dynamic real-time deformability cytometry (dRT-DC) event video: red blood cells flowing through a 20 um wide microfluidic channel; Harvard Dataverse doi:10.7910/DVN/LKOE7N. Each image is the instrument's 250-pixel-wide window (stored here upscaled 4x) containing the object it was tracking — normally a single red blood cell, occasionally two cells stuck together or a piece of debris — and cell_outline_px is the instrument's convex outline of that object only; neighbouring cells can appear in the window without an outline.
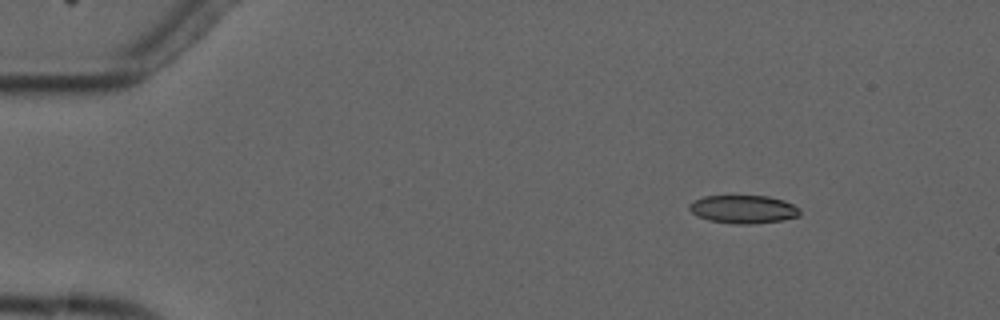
{"species": "common noctule bat (a hibernating species)", "species_latin": "Nyctalus noctula", "temperature_condition": "cold", "stored_images_in_passage": 5, "camera_frame_rate_fps": 3000, "um_per_image_px": 0.085, "animal": {"sex": "male", "forearm_length_mm": 52.5}, "frame": {"image": 1, "passage_image": 1, "time_ms": 0.0, "image_size_px": [1000, 320], "cell_outline_px": [[800, 216], [784, 220], [756, 224], [736, 224], [708, 220], [692, 212], [688, 208], [688, 204], [692, 200], [704, 196], [768, 196], [784, 200], [800, 208]], "centroid_in_image_um": [63.2, 17.79], "position_along_channel_um": 21.8, "area_um2": 18.32}}
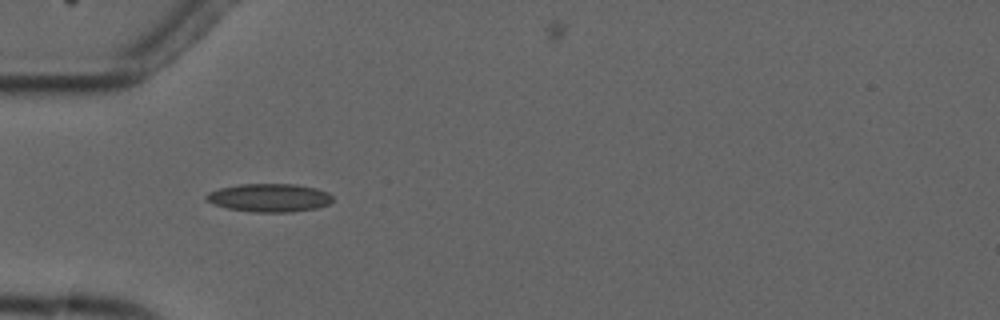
{"frame": {"image": 2, "passage_image": 4, "time_ms": 3.333, "image_size_px": [1000, 320], "cell_outline_px": [[332, 200], [328, 204], [316, 208], [292, 212], [256, 212], [228, 208], [212, 204], [204, 200], [204, 196], [208, 192], [220, 188], [240, 184], [296, 184], [316, 188], [328, 192], [332, 196]], "centroid_in_image_um": [22.87, 16.8], "position_along_channel_um": 62.1, "area_um2": 20.87}}
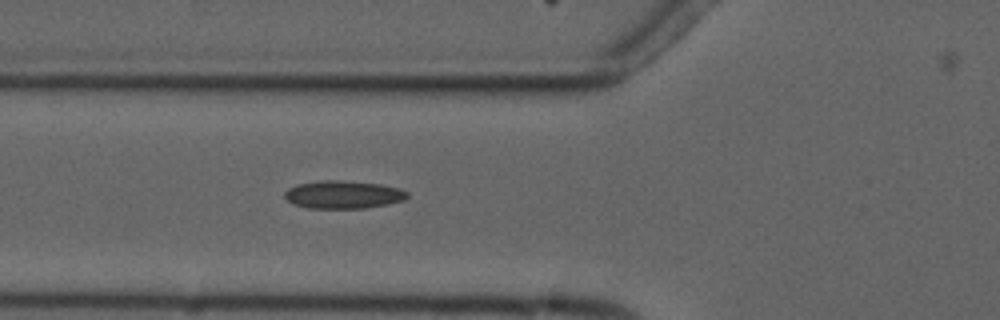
{"frame": {"image": 3, "passage_image": 5, "time_ms": 4.333, "image_size_px": [1000, 320], "cell_outline_px": [[408, 196], [404, 200], [388, 204], [364, 208], [308, 208], [292, 204], [284, 196], [284, 192], [288, 188], [296, 184], [324, 180], [340, 180], [380, 184], [400, 188], [408, 192]], "centroid_in_image_um": [29.16, 16.54], "position_along_channel_um": 96.6, "area_um2": 20.0}}